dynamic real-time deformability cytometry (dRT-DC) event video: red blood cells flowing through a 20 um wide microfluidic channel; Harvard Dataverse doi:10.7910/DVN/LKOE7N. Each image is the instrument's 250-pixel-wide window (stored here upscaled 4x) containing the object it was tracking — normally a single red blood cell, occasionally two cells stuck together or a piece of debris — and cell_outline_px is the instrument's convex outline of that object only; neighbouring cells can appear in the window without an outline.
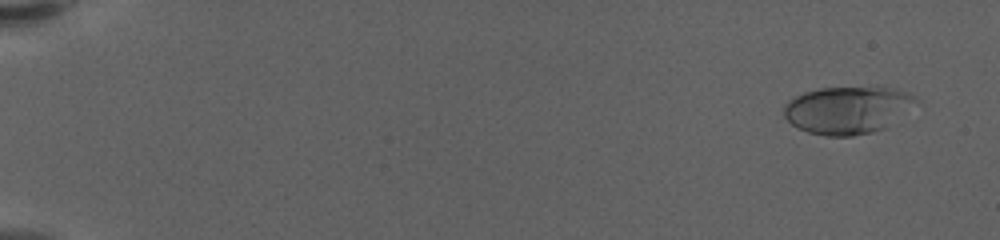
{"species": "human", "species_latin": "Homo sapiens", "temperature_condition": "warm", "stored_images_in_passage": 60, "camera_frame_rate_fps": 3000, "um_per_image_px": 0.085, "donor": {"sex": "female"}, "frame": {"image": 1, "passage_image": 4, "time_ms": 1.0, "image_size_px": [1000, 240], "cell_outline_px": [[916, 96], [884, 128], [872, 132], [852, 136], [828, 136], [808, 132], [792, 124], [784, 116], [784, 104], [788, 100], [804, 92], [820, 88], [892, 88]], "centroid_in_image_um": [71.87, 9.35], "position_along_channel_um": 13.1, "area_um2": 35.03}}
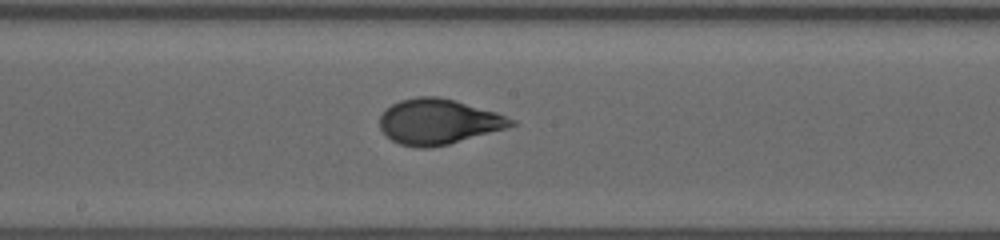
{"frame": {"image": 2, "passage_image": 35, "time_ms": 11.333, "image_size_px": [1000, 240], "cell_outline_px": [[516, 124], [504, 128], [448, 144], [428, 148], [416, 148], [400, 144], [392, 140], [380, 128], [380, 116], [384, 108], [400, 100], [416, 96], [440, 96], [456, 100], [496, 112], [516, 120]], "centroid_in_image_um": [37.23, 10.32], "position_along_channel_um": 211.0, "area_um2": 34.62}}
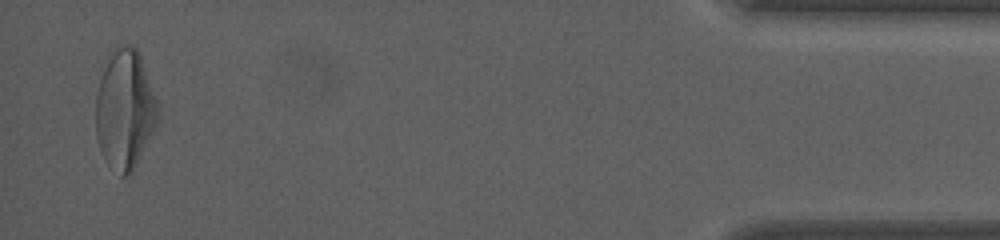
{"frame": {"image": 3, "passage_image": 59, "time_ms": 19.333, "image_size_px": [1000, 240], "cell_outline_px": [[160, 116], [132, 172], [128, 176], [120, 176], [104, 160], [100, 152], [96, 136], [96, 96], [100, 80], [116, 48], [124, 44], [132, 44], [136, 48], [140, 56], [160, 112]], "centroid_in_image_um": [10.61, 9.38], "position_along_channel_um": 424.6, "area_um2": 42.31}, "authors_computed_cell_mechanics": {"area_um2": 34.5644, "velocity_mm_per_s": 3.5569, "shape_relaxation_time_tau1_ms": 4.7938, "shape_relaxation_time_tau2_ms": null, "deformation_change_tau1": 0.2015, "deformation_change_tau2": null}}